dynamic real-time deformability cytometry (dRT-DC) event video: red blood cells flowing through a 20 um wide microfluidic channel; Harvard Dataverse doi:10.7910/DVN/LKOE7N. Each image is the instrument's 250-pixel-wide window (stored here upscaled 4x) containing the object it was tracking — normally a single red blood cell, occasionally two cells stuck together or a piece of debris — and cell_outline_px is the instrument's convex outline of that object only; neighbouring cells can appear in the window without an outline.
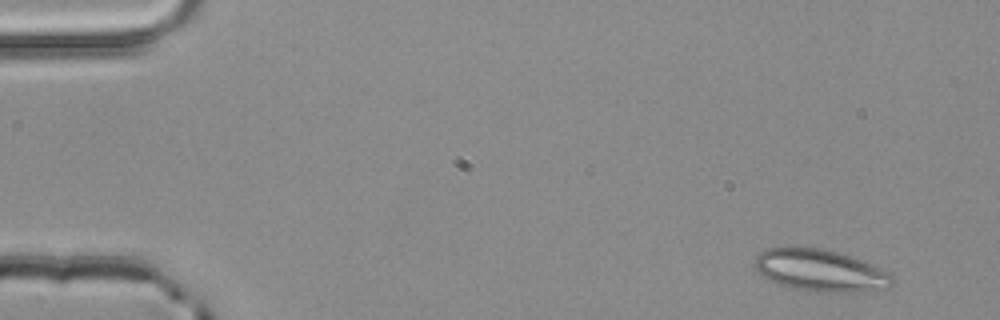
{"species": "common noctule bat (a hibernating species)", "species_latin": "Nyctalus noctula", "temperature_condition": "room temperature", "stored_images_in_passage": 4, "camera_frame_rate_fps": 3000, "um_per_image_px": 0.085, "animal": {"sex": "male", "body_mass_g": 20.4}, "frame": {"image": 1, "passage_image": 1, "time_ms": 0.0, "image_size_px": [1000, 320], "cell_outline_px": [[896, 280], [888, 288], [856, 292], [816, 292], [792, 288], [772, 280], [756, 272], [752, 264], [756, 256], [760, 252], [768, 248], [824, 248], [840, 252], [864, 260], [892, 272], [896, 276]], "centroid_in_image_um": [69.81, 22.99], "position_along_channel_um": 15.2, "area_um2": 34.16}}